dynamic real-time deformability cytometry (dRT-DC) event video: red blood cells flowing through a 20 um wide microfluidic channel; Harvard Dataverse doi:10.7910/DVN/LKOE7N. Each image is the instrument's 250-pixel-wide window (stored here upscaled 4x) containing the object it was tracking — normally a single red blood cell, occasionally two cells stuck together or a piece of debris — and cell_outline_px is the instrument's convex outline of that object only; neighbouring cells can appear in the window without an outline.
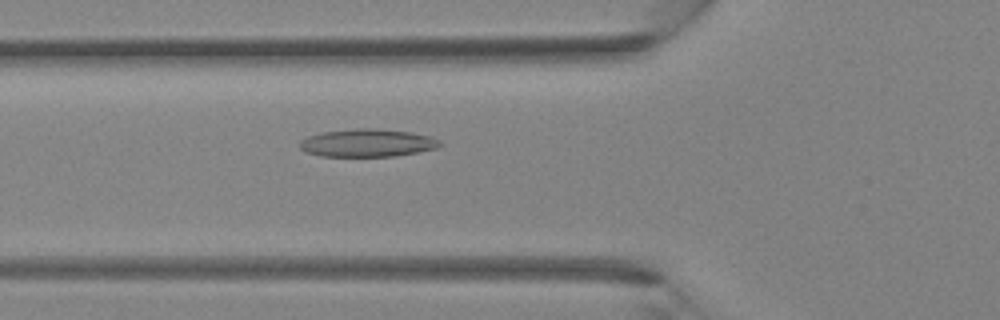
{"species": "Egyptian fruit bat (a non-hibernating species)", "species_latin": "Rousettus aegyptiacus", "temperature_condition": "room temperature", "stored_images_in_passage": 30, "camera_frame_rate_fps": 3000, "um_per_image_px": 0.085, "animal": {"sex": "female"}, "frame": {"image": 1, "passage_image": 5, "time_ms": 1.333, "image_size_px": [1000, 320], "cell_outline_px": [[444, 144], [436, 148], [416, 152], [392, 156], [320, 156], [304, 152], [300, 148], [300, 140], [308, 136], [324, 132], [360, 128], [376, 128], [412, 132], [428, 136], [440, 140]], "centroid_in_image_um": [31.22, 12.15], "position_along_channel_um": 94.6, "area_um2": 22.66}}
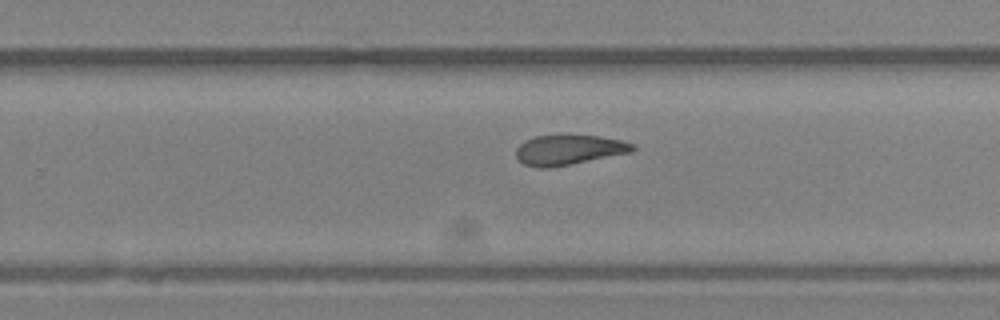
{"frame": {"image": 2, "passage_image": 16, "time_ms": 5.0, "image_size_px": [1000, 320], "cell_outline_px": [[636, 148], [632, 152], [548, 168], [536, 168], [524, 164], [516, 156], [516, 148], [524, 140], [536, 136], [568, 132], [600, 136], [620, 140], [636, 144]], "centroid_in_image_um": [48.35, 12.68], "position_along_channel_um": 281.5, "area_um2": 21.04}}
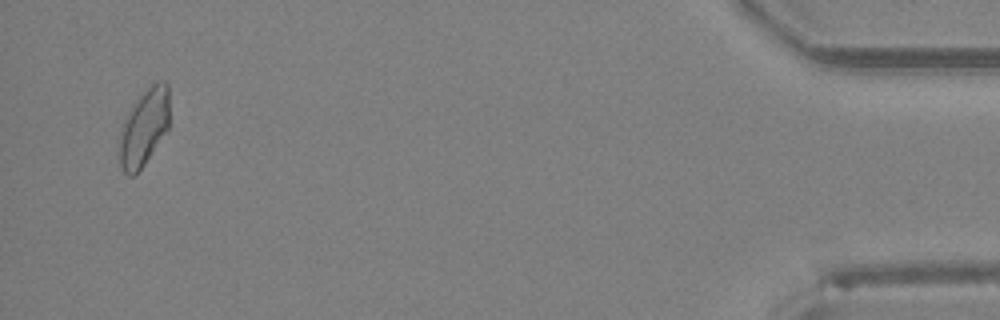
{"frame": {"image": 3, "passage_image": 29, "time_ms": 9.333, "image_size_px": [1000, 320], "cell_outline_px": [[168, 128], [144, 164], [132, 176], [128, 176], [124, 172], [120, 164], [120, 132], [124, 120], [128, 112], [136, 100], [156, 80], [164, 80], [168, 84]], "centroid_in_image_um": [12.24, 10.81], "position_along_channel_um": 423.0, "area_um2": 21.91}}